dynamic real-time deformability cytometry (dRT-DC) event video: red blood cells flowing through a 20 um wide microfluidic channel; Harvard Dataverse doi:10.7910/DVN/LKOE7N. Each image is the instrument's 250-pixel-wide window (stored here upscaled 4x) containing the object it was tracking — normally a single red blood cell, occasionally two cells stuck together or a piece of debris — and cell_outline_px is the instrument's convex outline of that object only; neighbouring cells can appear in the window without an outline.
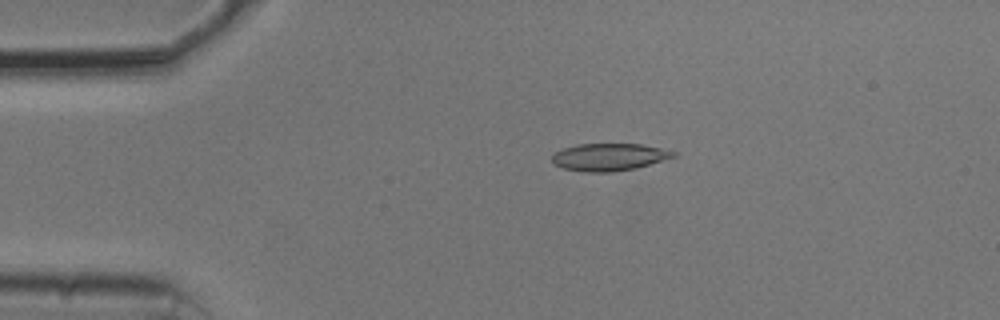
{"species": "common noctule bat (a hibernating species)", "species_latin": "Nyctalus noctula", "temperature_condition": "cold", "stored_images_in_passage": 44, "camera_frame_rate_fps": 3000, "um_per_image_px": 0.085, "animal": {"sex": "male", "body_mass_g": 20.5, "forearm_length_mm": 52.5}, "frame": {"image": 1, "passage_image": 1, "time_ms": 0.0, "image_size_px": [1000, 320], "cell_outline_px": [[676, 156], [636, 168], [612, 172], [584, 172], [564, 168], [556, 164], [552, 160], [552, 156], [556, 152], [564, 148], [576, 144], [640, 144], [660, 148], [676, 152]], "centroid_in_image_um": [51.77, 13.35], "position_along_channel_um": 33.2, "area_um2": 19.13}}
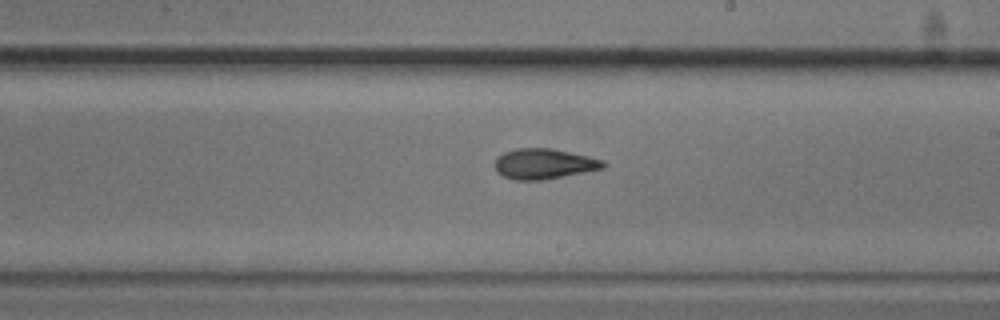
{"frame": {"image": 2, "passage_image": 21, "time_ms": 6.667, "image_size_px": [1000, 320], "cell_outline_px": [[608, 164], [604, 168], [540, 180], [512, 180], [496, 172], [496, 156], [504, 152], [516, 148], [552, 148], [604, 160]], "centroid_in_image_um": [46.22, 13.92], "position_along_channel_um": 242.8, "area_um2": 19.07}}
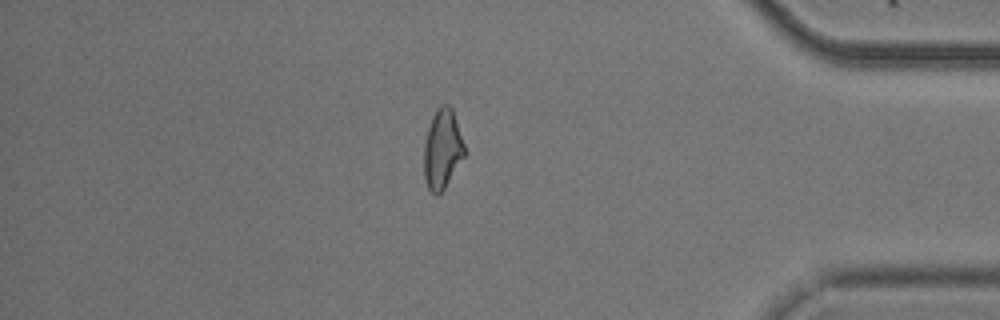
{"frame": {"image": 3, "passage_image": 36, "time_ms": 11.667, "image_size_px": [1000, 320], "cell_outline_px": [[464, 156], [444, 188], [436, 196], [428, 188], [424, 176], [424, 144], [428, 128], [432, 116], [436, 108], [440, 104], [448, 104], [452, 108], [464, 144]], "centroid_in_image_um": [37.58, 12.64], "position_along_channel_um": 397.6, "area_um2": 18.55}, "authors_computed_cell_mechanics": {"area_um2": 19.2474, "velocity_mm_per_s": 3.7438, "shape_relaxation_time_tau1_ms": 5.2906, "shape_relaxation_time_tau2_ms": 1.9344, "deformation_change_tau1": 0.1662, "deformation_change_tau2": 0.0948}}